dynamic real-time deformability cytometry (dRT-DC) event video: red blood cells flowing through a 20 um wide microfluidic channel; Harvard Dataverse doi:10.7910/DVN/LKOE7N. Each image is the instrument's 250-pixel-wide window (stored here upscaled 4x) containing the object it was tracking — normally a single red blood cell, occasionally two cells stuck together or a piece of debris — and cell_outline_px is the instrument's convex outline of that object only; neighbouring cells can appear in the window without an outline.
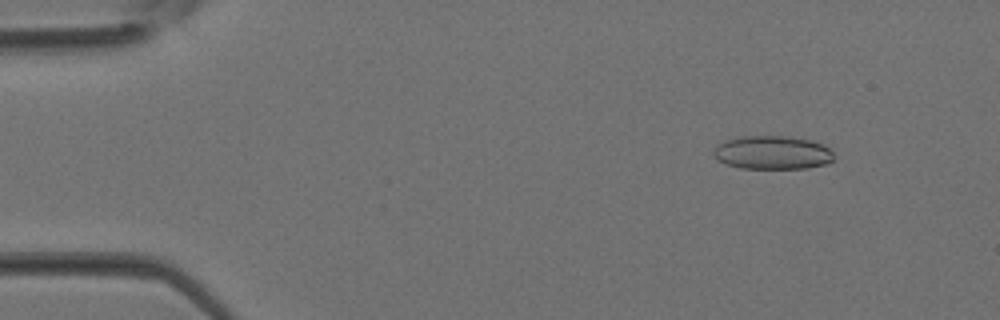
{"species": "Egyptian fruit bat (a non-hibernating species)", "species_latin": "Rousettus aegyptiacus", "temperature_condition": "room temperature", "stored_images_in_passage": 4, "camera_frame_rate_fps": 3000, "um_per_image_px": 0.085, "animal": {"sex": "female"}, "frame": {"image": 1, "passage_image": 2, "time_ms": 0.333, "image_size_px": [1000, 320], "cell_outline_px": [[836, 156], [828, 164], [808, 168], [740, 168], [716, 160], [712, 156], [712, 152], [716, 144], [724, 140], [740, 136], [788, 136], [812, 140], [824, 144]], "centroid_in_image_um": [65.64, 12.96], "position_along_channel_um": 19.4, "area_um2": 23.93}}